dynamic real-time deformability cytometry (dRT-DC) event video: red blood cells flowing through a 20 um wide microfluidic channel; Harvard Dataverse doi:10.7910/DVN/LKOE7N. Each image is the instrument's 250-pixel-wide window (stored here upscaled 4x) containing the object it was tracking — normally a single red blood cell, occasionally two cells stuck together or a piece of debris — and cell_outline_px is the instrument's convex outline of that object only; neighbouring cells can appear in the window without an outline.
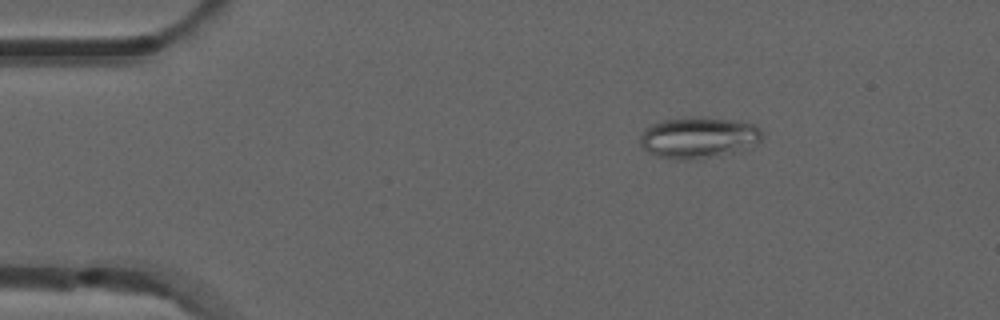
{"species": "common noctule bat (a hibernating species)", "species_latin": "Nyctalus noctula", "temperature_condition": "room temperature", "stored_images_in_passage": 5, "camera_frame_rate_fps": 3000, "um_per_image_px": 0.085, "animal": {"sex": "male", "forearm_length_mm": 52.5}, "frame": {"image": 1, "passage_image": 3, "time_ms": 0.667, "image_size_px": [1000, 320], "cell_outline_px": [[760, 140], [708, 156], [684, 160], [676, 160], [656, 156], [648, 152], [640, 144], [640, 136], [644, 128], [652, 124], [664, 120], [692, 116], [700, 116], [736, 120], [756, 124], [760, 128]], "centroid_in_image_um": [59.22, 11.63], "position_along_channel_um": 25.8, "area_um2": 28.32}}